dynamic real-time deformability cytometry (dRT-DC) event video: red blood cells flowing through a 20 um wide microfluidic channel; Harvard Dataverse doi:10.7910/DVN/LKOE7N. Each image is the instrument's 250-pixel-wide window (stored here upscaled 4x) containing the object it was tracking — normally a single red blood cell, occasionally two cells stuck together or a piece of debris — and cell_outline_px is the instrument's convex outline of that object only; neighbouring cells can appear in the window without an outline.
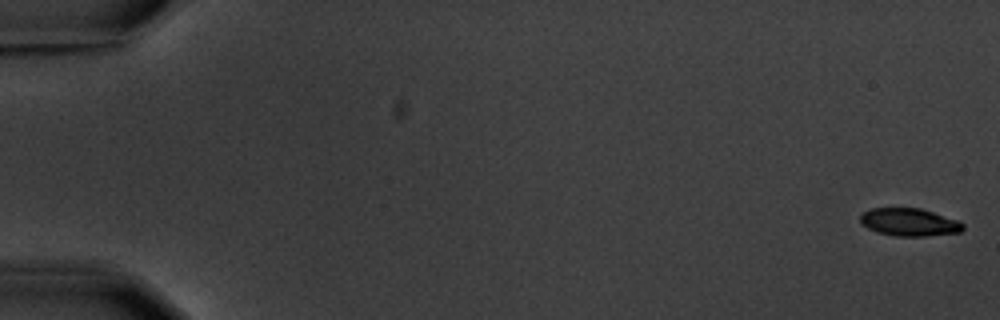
{"species": "common noctule bat (a hibernating species)", "species_latin": "Nyctalus noctula", "temperature_condition": "warm", "stored_images_in_passage": 5, "camera_frame_rate_fps": 3000, "um_per_image_px": 0.085, "animal": {"sex": "male", "body_mass_g": 20.1, "forearm_length_mm": 53.5}, "frame": {"image": 1, "passage_image": 1, "time_ms": 0.0, "image_size_px": [1000, 320], "cell_outline_px": [[964, 228], [960, 232], [924, 236], [892, 236], [876, 232], [860, 224], [860, 216], [864, 212], [872, 208], [920, 208], [960, 220], [964, 224]], "centroid_in_image_um": [77.29, 18.89], "position_along_channel_um": 7.7, "area_um2": 16.76}}
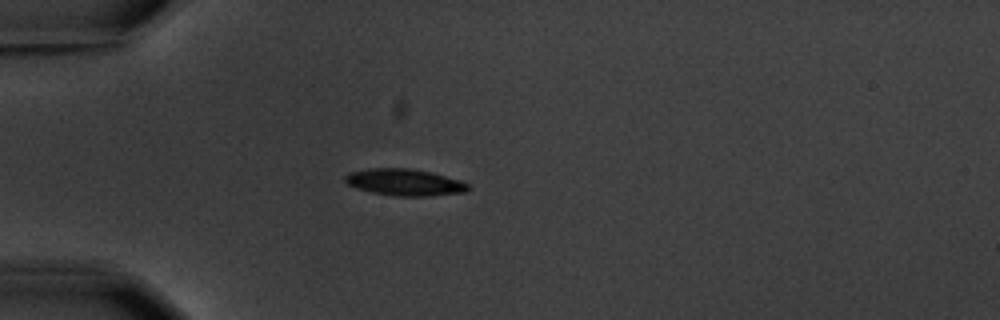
{"frame": {"image": 2, "passage_image": 5, "time_ms": 5.333, "image_size_px": [1000, 320], "cell_outline_px": [[468, 188], [464, 192], [428, 196], [396, 196], [372, 192], [356, 188], [348, 184], [344, 180], [344, 176], [348, 172], [372, 168], [408, 168], [432, 172], [460, 180], [468, 184]], "centroid_in_image_um": [34.36, 15.49], "position_along_channel_um": 50.6, "area_um2": 19.07}}